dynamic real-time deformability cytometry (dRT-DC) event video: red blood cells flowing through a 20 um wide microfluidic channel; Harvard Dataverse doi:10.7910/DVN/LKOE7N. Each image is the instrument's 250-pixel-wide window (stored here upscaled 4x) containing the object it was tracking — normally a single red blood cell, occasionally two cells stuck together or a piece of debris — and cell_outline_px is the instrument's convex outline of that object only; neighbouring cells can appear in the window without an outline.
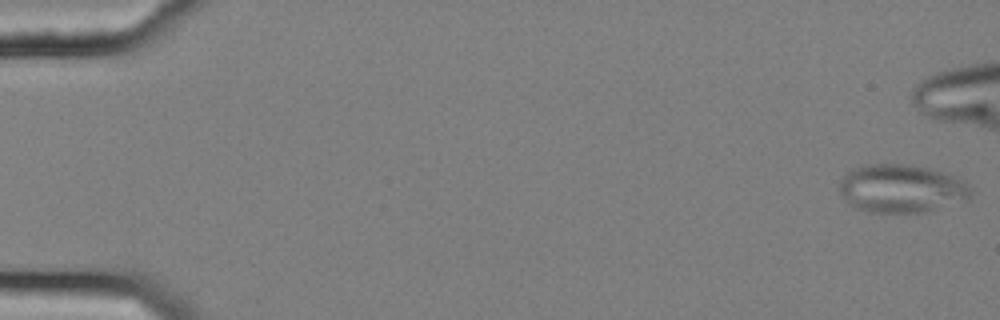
{"species": "common noctule bat (a hibernating species)", "species_latin": "Nyctalus noctula", "temperature_condition": "cold", "stored_images_in_passage": 46, "camera_frame_rate_fps": 3000, "um_per_image_px": 0.085, "animal": {"sex": "female", "body_mass_g": 25.1}, "frame": {"image": 1, "passage_image": 1, "time_ms": 0.0, "image_size_px": [1000, 320], "cell_outline_px": [[968, 196], [964, 200], [924, 212], [872, 212], [856, 208], [840, 192], [840, 180], [852, 168], [868, 164], [908, 164], [928, 168], [960, 176], [968, 184]], "centroid_in_image_um": [76.62, 16.0], "position_along_channel_um": 8.4, "area_um2": 36.47}}